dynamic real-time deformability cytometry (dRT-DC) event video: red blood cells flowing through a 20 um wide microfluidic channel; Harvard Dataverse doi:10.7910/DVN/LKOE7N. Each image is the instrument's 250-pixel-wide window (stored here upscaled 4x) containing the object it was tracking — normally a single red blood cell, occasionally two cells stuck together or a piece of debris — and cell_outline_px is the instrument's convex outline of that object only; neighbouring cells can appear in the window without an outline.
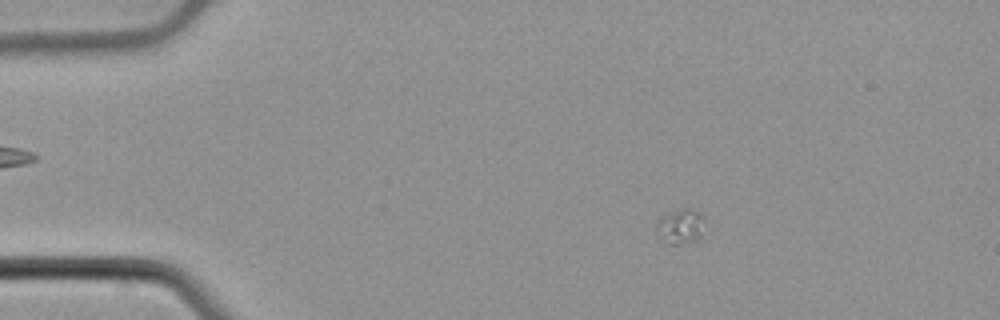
{"species": "common noctule bat (a hibernating species)", "species_latin": "Nyctalus noctula", "temperature_condition": "cold", "stored_images_in_passage": 58, "camera_frame_rate_fps": 3000, "um_per_image_px": 0.085, "animal": {"sex": "male", "body_mass_g": 21.5, "forearm_length_mm": 52.0}, "frame": {"image": 1, "passage_image": 12, "time_ms": 3.667, "image_size_px": [1000, 320], "cell_outline_px": [[704, 220], [700, 240], [680, 244], [664, 244], [656, 232], [656, 220], [660, 216], [680, 208], [688, 208], [700, 212], [704, 216]], "centroid_in_image_um": [57.82, 19.25], "position_along_channel_um": 27.2, "area_um2": 10.23}}